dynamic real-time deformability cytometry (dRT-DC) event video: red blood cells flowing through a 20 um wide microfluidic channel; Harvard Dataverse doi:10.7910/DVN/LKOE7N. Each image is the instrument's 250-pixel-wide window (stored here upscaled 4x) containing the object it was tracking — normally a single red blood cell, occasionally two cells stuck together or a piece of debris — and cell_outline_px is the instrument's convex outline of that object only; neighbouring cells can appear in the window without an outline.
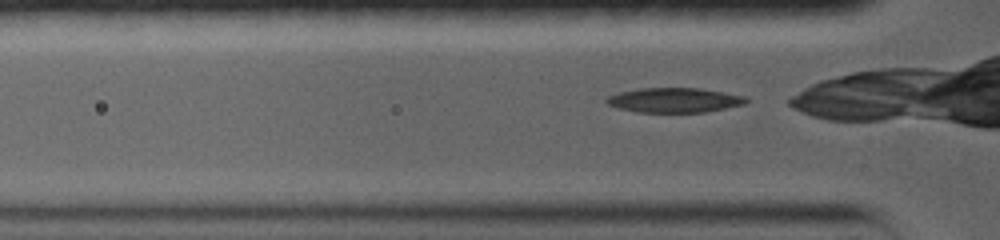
{"species": "common noctule bat (a hibernating species)", "species_latin": "Nyctalus noctula", "temperature_condition": "warm", "stored_images_in_passage": 47, "camera_frame_rate_fps": 5000, "um_per_image_px": 0.085, "animal": {"sex": "female", "body_mass_g": 19.0, "forearm_length_mm": 56.7}, "frame": {"image": 1, "passage_image": 2, "time_ms": 0.2, "image_size_px": [1000, 240], "cell_outline_px": [[748, 100], [744, 104], [704, 112], [636, 112], [620, 108], [608, 104], [604, 100], [608, 96], [620, 92], [636, 88], [700, 88], [724, 92], [744, 96]], "centroid_in_image_um": [57.29, 8.5], "position_along_channel_um": 68.5, "area_um2": 19.94}}
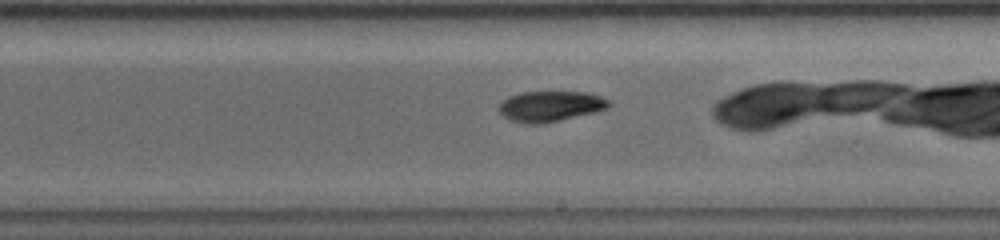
{"frame": {"image": 2, "passage_image": 25, "time_ms": 4.8, "image_size_px": [1000, 240], "cell_outline_px": [[612, 104], [608, 108], [596, 112], [544, 124], [524, 124], [512, 120], [504, 116], [496, 108], [508, 96], [520, 92], [588, 92], [600, 96], [608, 100]], "centroid_in_image_um": [46.79, 9.04], "position_along_channel_um": 242.2, "area_um2": 19.77}}
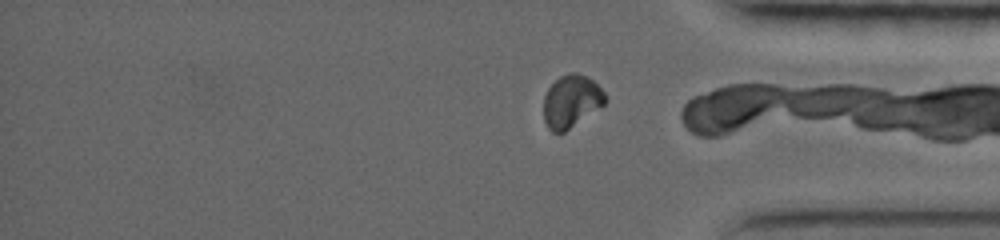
{"frame": {"image": 3, "passage_image": 42, "time_ms": 8.8, "image_size_px": [1000, 240], "cell_outline_px": [[608, 100], [600, 108], [564, 132], [552, 132], [548, 128], [544, 120], [544, 96], [548, 88], [560, 76], [568, 72], [576, 72], [588, 76], [604, 92]], "centroid_in_image_um": [48.56, 8.6], "position_along_channel_um": 386.6, "area_um2": 18.9}}